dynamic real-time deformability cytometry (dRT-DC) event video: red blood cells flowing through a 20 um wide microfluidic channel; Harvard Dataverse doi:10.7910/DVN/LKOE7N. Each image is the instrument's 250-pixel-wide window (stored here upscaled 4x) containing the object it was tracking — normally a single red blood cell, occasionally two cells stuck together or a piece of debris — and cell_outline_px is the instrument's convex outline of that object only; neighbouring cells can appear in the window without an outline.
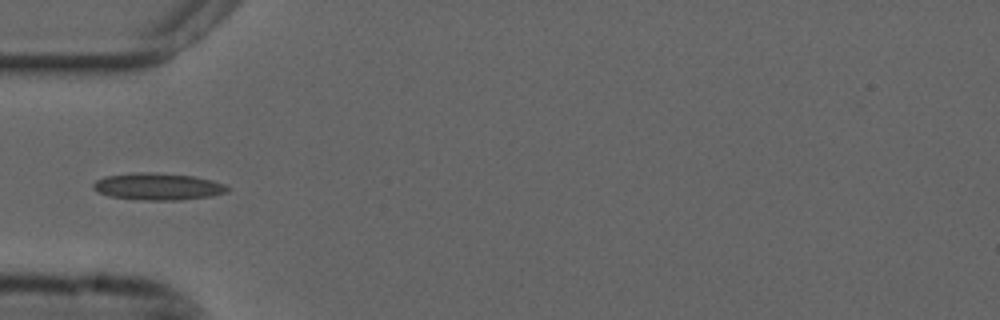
{"species": "common noctule bat (a hibernating species)", "species_latin": "Nyctalus noctula", "temperature_condition": "cold", "stored_images_in_passage": 32, "camera_frame_rate_fps": 3000, "um_per_image_px": 0.085, "animal": {"sex": "male", "forearm_length_mm": 52.5}, "frame": {"image": 1, "passage_image": 1, "time_ms": 0.0, "image_size_px": [1000, 320], "cell_outline_px": [[232, 188], [228, 192], [212, 196], [180, 200], [144, 200], [108, 196], [92, 188], [92, 184], [96, 180], [104, 176], [132, 172], [156, 172], [196, 176], [212, 180], [224, 184]], "centroid_in_image_um": [13.45, 15.84], "position_along_channel_um": 71.6, "area_um2": 21.44}}
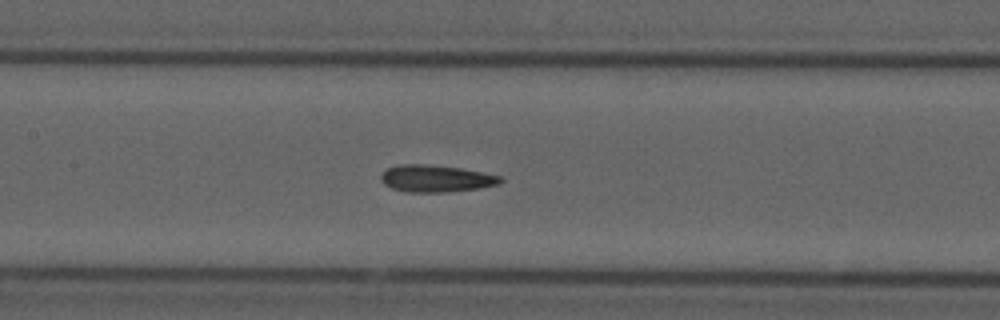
{"frame": {"image": 2, "passage_image": 9, "time_ms": 2.667, "image_size_px": [1000, 320], "cell_outline_px": [[504, 180], [500, 184], [480, 188], [444, 192], [408, 192], [392, 188], [384, 184], [380, 180], [380, 176], [388, 168], [400, 164], [424, 164], [460, 168], [504, 176]], "centroid_in_image_um": [37.1, 15.17], "position_along_channel_um": 170.3, "area_um2": 18.84}}
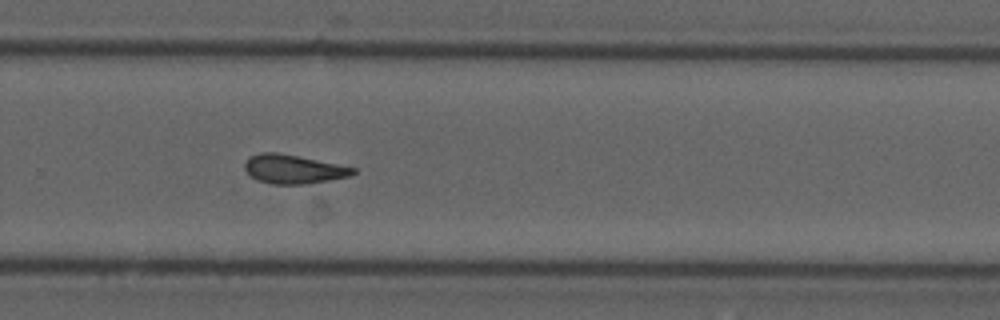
{"frame": {"image": 3, "passage_image": 20, "time_ms": 6.333, "image_size_px": [1000, 320], "cell_outline_px": [[356, 172], [348, 176], [328, 180], [304, 184], [272, 184], [256, 180], [244, 168], [244, 164], [248, 156], [260, 152], [276, 152], [356, 168]], "centroid_in_image_um": [24.87, 14.37], "position_along_channel_um": 304.9, "area_um2": 17.98}, "authors_computed_cell_mechanics": {"area_um2": 18.2937, "velocity_mm_per_s": 3.6819, "shape_relaxation_time_tau1_ms": null, "shape_relaxation_time_tau2_ms": 2.8921, "deformation_change_tau1": null, "deformation_change_tau2": 0.0911}}